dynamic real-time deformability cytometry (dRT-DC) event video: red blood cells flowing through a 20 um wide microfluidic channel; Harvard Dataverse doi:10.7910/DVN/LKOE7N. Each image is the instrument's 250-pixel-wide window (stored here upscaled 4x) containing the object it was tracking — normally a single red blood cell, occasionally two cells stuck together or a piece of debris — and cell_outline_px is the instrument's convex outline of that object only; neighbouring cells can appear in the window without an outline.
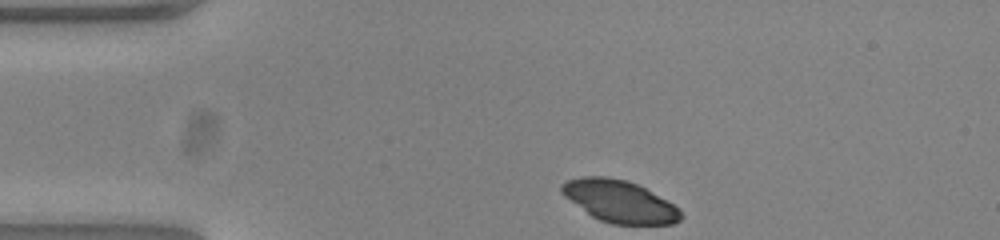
{"species": "common noctule bat (a hibernating species)", "species_latin": "Nyctalus noctula", "temperature_condition": "warm", "stored_images_in_passage": 35, "camera_frame_rate_fps": 3000, "um_per_image_px": 0.085, "animal": {"sex": "female", "body_mass_g": 23.0, "forearm_length_mm": 53.4}, "frame": {"image": 1, "passage_image": 1, "time_ms": 0.0, "image_size_px": [1000, 240], "cell_outline_px": [[684, 216], [680, 220], [672, 224], [612, 224], [600, 220], [592, 216], [564, 196], [560, 192], [560, 184], [568, 180], [580, 176], [608, 176], [628, 180], [644, 188], [680, 208]], "centroid_in_image_um": [52.65, 17.1], "position_along_channel_um": 32.3, "area_um2": 29.19}}